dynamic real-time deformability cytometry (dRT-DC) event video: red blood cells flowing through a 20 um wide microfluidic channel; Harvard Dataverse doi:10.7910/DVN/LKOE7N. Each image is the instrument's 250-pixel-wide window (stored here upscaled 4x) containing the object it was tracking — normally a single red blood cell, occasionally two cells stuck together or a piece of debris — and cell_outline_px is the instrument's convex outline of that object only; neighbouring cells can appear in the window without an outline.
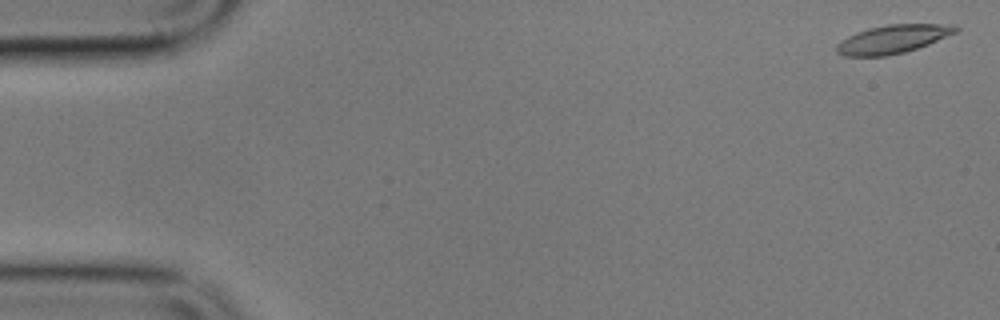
{"species": "common noctule bat (a hibernating species)", "species_latin": "Nyctalus noctula", "temperature_condition": "cold", "stored_images_in_passage": 10, "camera_frame_rate_fps": 3000, "um_per_image_px": 0.085, "animal": {"sex": "male", "body_mass_g": 17.9}, "frame": {"image": 1, "passage_image": 1, "time_ms": 0.0, "image_size_px": [1000, 320], "cell_outline_px": [[960, 28], [956, 32], [928, 44], [904, 52], [888, 56], [844, 56], [836, 52], [836, 44], [840, 40], [856, 32], [868, 28], [888, 24], [956, 24]], "centroid_in_image_um": [75.87, 3.32], "position_along_channel_um": 9.1, "area_um2": 19.77}}
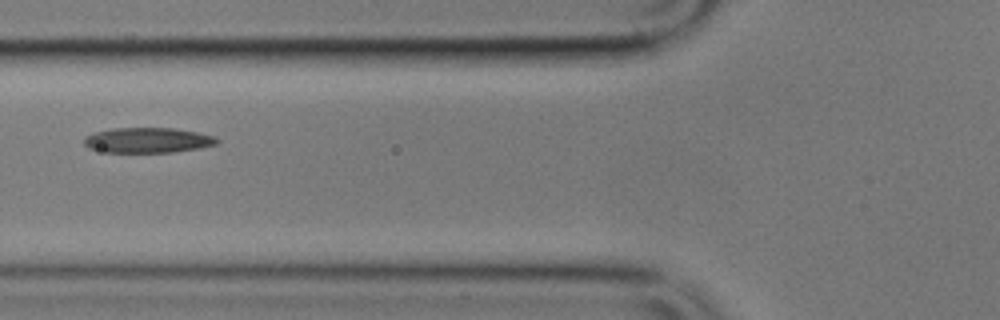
{"frame": {"image": 2, "passage_image": 6, "time_ms": 6.667, "image_size_px": [1000, 320], "cell_outline_px": [[220, 140], [216, 144], [200, 148], [172, 152], [104, 152], [88, 148], [84, 144], [84, 136], [96, 132], [112, 128], [172, 128], [196, 132], [216, 136]], "centroid_in_image_um": [12.55, 11.92], "position_along_channel_um": 113.2, "area_um2": 19.54}}
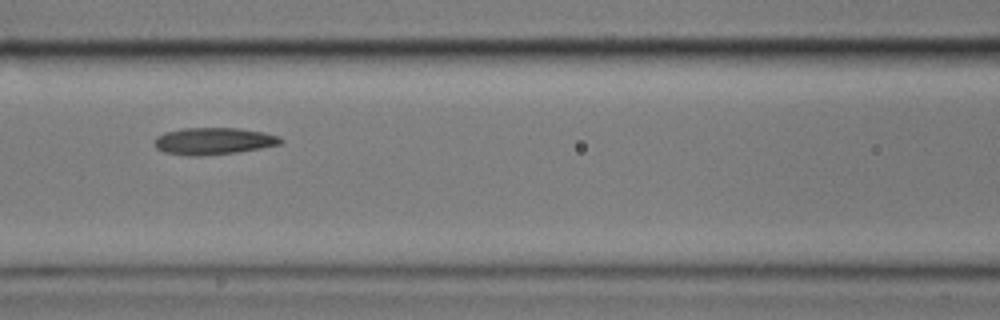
{"frame": {"image": 3, "passage_image": 7, "time_ms": 7.667, "image_size_px": [1000, 320], "cell_outline_px": [[284, 140], [280, 144], [260, 148], [236, 152], [200, 156], [188, 156], [164, 152], [156, 148], [156, 136], [164, 132], [180, 128], [236, 128], [264, 132], [280, 136]], "centroid_in_image_um": [18.15, 11.98], "position_along_channel_um": 148.5, "area_um2": 19.83}}